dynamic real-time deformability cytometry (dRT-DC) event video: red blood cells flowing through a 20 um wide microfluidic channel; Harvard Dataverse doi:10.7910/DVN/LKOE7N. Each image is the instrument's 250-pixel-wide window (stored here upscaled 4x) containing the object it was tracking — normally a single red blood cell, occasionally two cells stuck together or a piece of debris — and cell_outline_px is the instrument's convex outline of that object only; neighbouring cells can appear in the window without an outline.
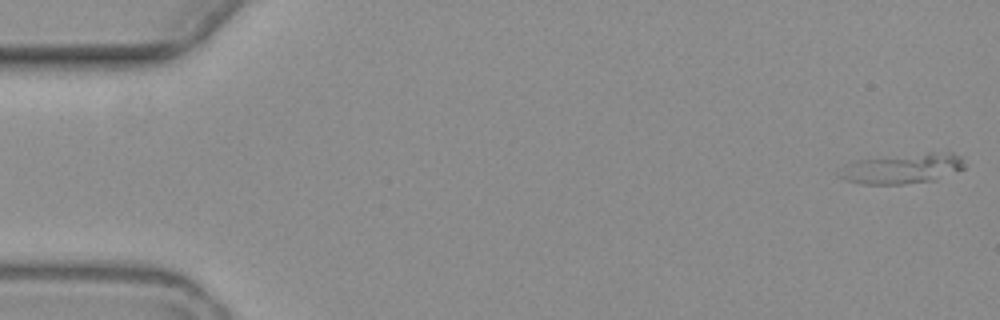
{"species": "common noctule bat (a hibernating species)", "species_latin": "Nyctalus noctula", "temperature_condition": "warm", "stored_images_in_passage": 6, "camera_frame_rate_fps": 3000, "um_per_image_px": 0.085, "animal": {"sex": "female", "body_mass_g": 19.3, "forearm_length_mm": 54.1}, "frame": {"image": 1, "passage_image": 1, "time_ms": 0.0, "image_size_px": [1000, 320], "cell_outline_px": [[964, 168], [936, 180], [904, 184], [860, 184], [844, 180], [836, 176], [836, 172], [844, 164], [852, 160], [928, 152], [952, 152], [960, 156], [964, 164]], "centroid_in_image_um": [76.61, 14.32], "position_along_channel_um": 8.4, "area_um2": 22.48}}